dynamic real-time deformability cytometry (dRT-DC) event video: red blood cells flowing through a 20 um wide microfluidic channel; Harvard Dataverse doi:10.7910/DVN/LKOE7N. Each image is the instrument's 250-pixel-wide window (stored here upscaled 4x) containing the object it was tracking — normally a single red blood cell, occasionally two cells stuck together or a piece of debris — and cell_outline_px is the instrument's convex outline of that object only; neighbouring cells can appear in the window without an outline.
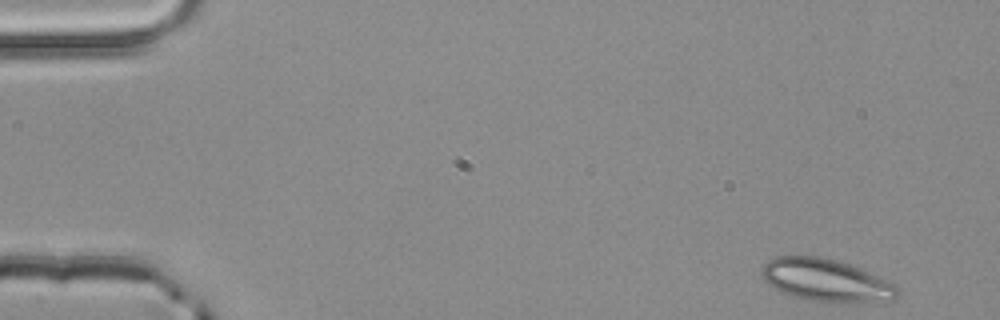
{"species": "common noctule bat (a hibernating species)", "species_latin": "Nyctalus noctula", "temperature_condition": "room temperature", "stored_images_in_passage": 4, "camera_frame_rate_fps": 3000, "um_per_image_px": 0.085, "animal": {"sex": "male", "body_mass_g": 20.4}, "frame": {"image": 1, "passage_image": 1, "time_ms": 0.0, "image_size_px": [1000, 320], "cell_outline_px": [[900, 296], [892, 300], [808, 300], [784, 292], [768, 284], [764, 280], [760, 272], [760, 268], [768, 260], [776, 256], [820, 256], [840, 260], [860, 268], [892, 284], [900, 292]], "centroid_in_image_um": [70.14, 23.76], "position_along_channel_um": 14.9, "area_um2": 32.6}}